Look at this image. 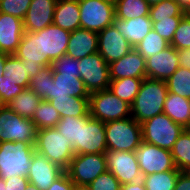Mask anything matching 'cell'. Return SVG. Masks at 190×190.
<instances>
[{
  "label": "cell",
  "instance_id": "obj_1",
  "mask_svg": "<svg viewBox=\"0 0 190 190\" xmlns=\"http://www.w3.org/2000/svg\"><path fill=\"white\" fill-rule=\"evenodd\" d=\"M166 81L144 78L139 92L131 104V117L138 123L163 113L168 94Z\"/></svg>",
  "mask_w": 190,
  "mask_h": 190
},
{
  "label": "cell",
  "instance_id": "obj_2",
  "mask_svg": "<svg viewBox=\"0 0 190 190\" xmlns=\"http://www.w3.org/2000/svg\"><path fill=\"white\" fill-rule=\"evenodd\" d=\"M35 146L23 142L0 143V177L28 176Z\"/></svg>",
  "mask_w": 190,
  "mask_h": 190
},
{
  "label": "cell",
  "instance_id": "obj_3",
  "mask_svg": "<svg viewBox=\"0 0 190 190\" xmlns=\"http://www.w3.org/2000/svg\"><path fill=\"white\" fill-rule=\"evenodd\" d=\"M35 151L66 170L74 157L73 145L56 127L37 130Z\"/></svg>",
  "mask_w": 190,
  "mask_h": 190
},
{
  "label": "cell",
  "instance_id": "obj_4",
  "mask_svg": "<svg viewBox=\"0 0 190 190\" xmlns=\"http://www.w3.org/2000/svg\"><path fill=\"white\" fill-rule=\"evenodd\" d=\"M107 150L134 152L143 141L141 124L132 117L105 123Z\"/></svg>",
  "mask_w": 190,
  "mask_h": 190
},
{
  "label": "cell",
  "instance_id": "obj_5",
  "mask_svg": "<svg viewBox=\"0 0 190 190\" xmlns=\"http://www.w3.org/2000/svg\"><path fill=\"white\" fill-rule=\"evenodd\" d=\"M141 124L143 141L170 150L185 128L175 123L165 113L158 114Z\"/></svg>",
  "mask_w": 190,
  "mask_h": 190
},
{
  "label": "cell",
  "instance_id": "obj_6",
  "mask_svg": "<svg viewBox=\"0 0 190 190\" xmlns=\"http://www.w3.org/2000/svg\"><path fill=\"white\" fill-rule=\"evenodd\" d=\"M37 128L29 118L21 117L7 105L0 108V143L23 142L35 146Z\"/></svg>",
  "mask_w": 190,
  "mask_h": 190
},
{
  "label": "cell",
  "instance_id": "obj_7",
  "mask_svg": "<svg viewBox=\"0 0 190 190\" xmlns=\"http://www.w3.org/2000/svg\"><path fill=\"white\" fill-rule=\"evenodd\" d=\"M90 116L104 123L131 117V105L109 89L90 93Z\"/></svg>",
  "mask_w": 190,
  "mask_h": 190
},
{
  "label": "cell",
  "instance_id": "obj_8",
  "mask_svg": "<svg viewBox=\"0 0 190 190\" xmlns=\"http://www.w3.org/2000/svg\"><path fill=\"white\" fill-rule=\"evenodd\" d=\"M105 171L107 166L104 153L76 154L65 170L77 188L87 187Z\"/></svg>",
  "mask_w": 190,
  "mask_h": 190
},
{
  "label": "cell",
  "instance_id": "obj_9",
  "mask_svg": "<svg viewBox=\"0 0 190 190\" xmlns=\"http://www.w3.org/2000/svg\"><path fill=\"white\" fill-rule=\"evenodd\" d=\"M80 28L100 32L111 26L115 18V2L106 0H78Z\"/></svg>",
  "mask_w": 190,
  "mask_h": 190
},
{
  "label": "cell",
  "instance_id": "obj_10",
  "mask_svg": "<svg viewBox=\"0 0 190 190\" xmlns=\"http://www.w3.org/2000/svg\"><path fill=\"white\" fill-rule=\"evenodd\" d=\"M134 154L142 176L167 170H178L175 167L170 150L142 141Z\"/></svg>",
  "mask_w": 190,
  "mask_h": 190
},
{
  "label": "cell",
  "instance_id": "obj_11",
  "mask_svg": "<svg viewBox=\"0 0 190 190\" xmlns=\"http://www.w3.org/2000/svg\"><path fill=\"white\" fill-rule=\"evenodd\" d=\"M80 78L89 93L109 89V64L98 53L79 59Z\"/></svg>",
  "mask_w": 190,
  "mask_h": 190
},
{
  "label": "cell",
  "instance_id": "obj_12",
  "mask_svg": "<svg viewBox=\"0 0 190 190\" xmlns=\"http://www.w3.org/2000/svg\"><path fill=\"white\" fill-rule=\"evenodd\" d=\"M106 166L121 185L142 180L139 163L132 151L107 150Z\"/></svg>",
  "mask_w": 190,
  "mask_h": 190
},
{
  "label": "cell",
  "instance_id": "obj_13",
  "mask_svg": "<svg viewBox=\"0 0 190 190\" xmlns=\"http://www.w3.org/2000/svg\"><path fill=\"white\" fill-rule=\"evenodd\" d=\"M70 33L54 24L36 31L38 38L39 57L46 58L51 64L67 51Z\"/></svg>",
  "mask_w": 190,
  "mask_h": 190
},
{
  "label": "cell",
  "instance_id": "obj_14",
  "mask_svg": "<svg viewBox=\"0 0 190 190\" xmlns=\"http://www.w3.org/2000/svg\"><path fill=\"white\" fill-rule=\"evenodd\" d=\"M134 47L112 24L98 32V53L110 64L129 53Z\"/></svg>",
  "mask_w": 190,
  "mask_h": 190
},
{
  "label": "cell",
  "instance_id": "obj_15",
  "mask_svg": "<svg viewBox=\"0 0 190 190\" xmlns=\"http://www.w3.org/2000/svg\"><path fill=\"white\" fill-rule=\"evenodd\" d=\"M64 172L58 164L50 162L46 156L35 151L27 179L38 189L47 190Z\"/></svg>",
  "mask_w": 190,
  "mask_h": 190
},
{
  "label": "cell",
  "instance_id": "obj_16",
  "mask_svg": "<svg viewBox=\"0 0 190 190\" xmlns=\"http://www.w3.org/2000/svg\"><path fill=\"white\" fill-rule=\"evenodd\" d=\"M107 151L105 123L91 118L80 123L79 154H98Z\"/></svg>",
  "mask_w": 190,
  "mask_h": 190
},
{
  "label": "cell",
  "instance_id": "obj_17",
  "mask_svg": "<svg viewBox=\"0 0 190 190\" xmlns=\"http://www.w3.org/2000/svg\"><path fill=\"white\" fill-rule=\"evenodd\" d=\"M145 60L146 77L151 79L167 81L179 67L178 50L171 45Z\"/></svg>",
  "mask_w": 190,
  "mask_h": 190
},
{
  "label": "cell",
  "instance_id": "obj_18",
  "mask_svg": "<svg viewBox=\"0 0 190 190\" xmlns=\"http://www.w3.org/2000/svg\"><path fill=\"white\" fill-rule=\"evenodd\" d=\"M14 55L18 57L27 68L30 73V78L35 77L43 67L51 65L46 58L39 57L36 32H24Z\"/></svg>",
  "mask_w": 190,
  "mask_h": 190
},
{
  "label": "cell",
  "instance_id": "obj_19",
  "mask_svg": "<svg viewBox=\"0 0 190 190\" xmlns=\"http://www.w3.org/2000/svg\"><path fill=\"white\" fill-rule=\"evenodd\" d=\"M57 0H31L23 20L24 32H36L53 24Z\"/></svg>",
  "mask_w": 190,
  "mask_h": 190
},
{
  "label": "cell",
  "instance_id": "obj_20",
  "mask_svg": "<svg viewBox=\"0 0 190 190\" xmlns=\"http://www.w3.org/2000/svg\"><path fill=\"white\" fill-rule=\"evenodd\" d=\"M110 80L122 78H146V60L132 49L122 58L109 64Z\"/></svg>",
  "mask_w": 190,
  "mask_h": 190
},
{
  "label": "cell",
  "instance_id": "obj_21",
  "mask_svg": "<svg viewBox=\"0 0 190 190\" xmlns=\"http://www.w3.org/2000/svg\"><path fill=\"white\" fill-rule=\"evenodd\" d=\"M54 83H51L49 100L53 98H68L77 96L89 98L90 93L86 89L83 80L77 77V73L59 74L53 70Z\"/></svg>",
  "mask_w": 190,
  "mask_h": 190
},
{
  "label": "cell",
  "instance_id": "obj_22",
  "mask_svg": "<svg viewBox=\"0 0 190 190\" xmlns=\"http://www.w3.org/2000/svg\"><path fill=\"white\" fill-rule=\"evenodd\" d=\"M24 34L23 20L0 12V52L14 54Z\"/></svg>",
  "mask_w": 190,
  "mask_h": 190
},
{
  "label": "cell",
  "instance_id": "obj_23",
  "mask_svg": "<svg viewBox=\"0 0 190 190\" xmlns=\"http://www.w3.org/2000/svg\"><path fill=\"white\" fill-rule=\"evenodd\" d=\"M98 52V32L76 29L70 33L66 54L74 59Z\"/></svg>",
  "mask_w": 190,
  "mask_h": 190
},
{
  "label": "cell",
  "instance_id": "obj_24",
  "mask_svg": "<svg viewBox=\"0 0 190 190\" xmlns=\"http://www.w3.org/2000/svg\"><path fill=\"white\" fill-rule=\"evenodd\" d=\"M113 25L127 41L135 47L153 29V23L149 16L122 20L114 18Z\"/></svg>",
  "mask_w": 190,
  "mask_h": 190
},
{
  "label": "cell",
  "instance_id": "obj_25",
  "mask_svg": "<svg viewBox=\"0 0 190 190\" xmlns=\"http://www.w3.org/2000/svg\"><path fill=\"white\" fill-rule=\"evenodd\" d=\"M53 24L73 32L80 29V9L78 0H57Z\"/></svg>",
  "mask_w": 190,
  "mask_h": 190
},
{
  "label": "cell",
  "instance_id": "obj_26",
  "mask_svg": "<svg viewBox=\"0 0 190 190\" xmlns=\"http://www.w3.org/2000/svg\"><path fill=\"white\" fill-rule=\"evenodd\" d=\"M165 113L175 123L180 124L185 129H190V100L177 94H167L163 105Z\"/></svg>",
  "mask_w": 190,
  "mask_h": 190
},
{
  "label": "cell",
  "instance_id": "obj_27",
  "mask_svg": "<svg viewBox=\"0 0 190 190\" xmlns=\"http://www.w3.org/2000/svg\"><path fill=\"white\" fill-rule=\"evenodd\" d=\"M49 102L61 117L90 116L89 98L69 96L68 98H53Z\"/></svg>",
  "mask_w": 190,
  "mask_h": 190
},
{
  "label": "cell",
  "instance_id": "obj_28",
  "mask_svg": "<svg viewBox=\"0 0 190 190\" xmlns=\"http://www.w3.org/2000/svg\"><path fill=\"white\" fill-rule=\"evenodd\" d=\"M3 81H11L15 85L28 88L30 81V73L21 62V60L14 54L8 55L3 72Z\"/></svg>",
  "mask_w": 190,
  "mask_h": 190
},
{
  "label": "cell",
  "instance_id": "obj_29",
  "mask_svg": "<svg viewBox=\"0 0 190 190\" xmlns=\"http://www.w3.org/2000/svg\"><path fill=\"white\" fill-rule=\"evenodd\" d=\"M41 101L42 98L40 96L27 88L14 97L7 106L21 117L31 119L36 111L37 105Z\"/></svg>",
  "mask_w": 190,
  "mask_h": 190
},
{
  "label": "cell",
  "instance_id": "obj_30",
  "mask_svg": "<svg viewBox=\"0 0 190 190\" xmlns=\"http://www.w3.org/2000/svg\"><path fill=\"white\" fill-rule=\"evenodd\" d=\"M91 116L83 117H61L56 125L57 130L73 145L74 153L79 154L80 123H87Z\"/></svg>",
  "mask_w": 190,
  "mask_h": 190
},
{
  "label": "cell",
  "instance_id": "obj_31",
  "mask_svg": "<svg viewBox=\"0 0 190 190\" xmlns=\"http://www.w3.org/2000/svg\"><path fill=\"white\" fill-rule=\"evenodd\" d=\"M115 18L122 20L149 16L150 5L146 0H115Z\"/></svg>",
  "mask_w": 190,
  "mask_h": 190
},
{
  "label": "cell",
  "instance_id": "obj_32",
  "mask_svg": "<svg viewBox=\"0 0 190 190\" xmlns=\"http://www.w3.org/2000/svg\"><path fill=\"white\" fill-rule=\"evenodd\" d=\"M142 82L143 79L132 77L111 80L109 90L131 105L139 92Z\"/></svg>",
  "mask_w": 190,
  "mask_h": 190
},
{
  "label": "cell",
  "instance_id": "obj_33",
  "mask_svg": "<svg viewBox=\"0 0 190 190\" xmlns=\"http://www.w3.org/2000/svg\"><path fill=\"white\" fill-rule=\"evenodd\" d=\"M173 162L179 171L190 170V129H185L171 149Z\"/></svg>",
  "mask_w": 190,
  "mask_h": 190
},
{
  "label": "cell",
  "instance_id": "obj_34",
  "mask_svg": "<svg viewBox=\"0 0 190 190\" xmlns=\"http://www.w3.org/2000/svg\"><path fill=\"white\" fill-rule=\"evenodd\" d=\"M61 116L49 101L42 100L36 108L31 120L37 130L56 127Z\"/></svg>",
  "mask_w": 190,
  "mask_h": 190
},
{
  "label": "cell",
  "instance_id": "obj_35",
  "mask_svg": "<svg viewBox=\"0 0 190 190\" xmlns=\"http://www.w3.org/2000/svg\"><path fill=\"white\" fill-rule=\"evenodd\" d=\"M179 170H167L143 176L142 181L146 190H174Z\"/></svg>",
  "mask_w": 190,
  "mask_h": 190
},
{
  "label": "cell",
  "instance_id": "obj_36",
  "mask_svg": "<svg viewBox=\"0 0 190 190\" xmlns=\"http://www.w3.org/2000/svg\"><path fill=\"white\" fill-rule=\"evenodd\" d=\"M169 93L177 94L190 100V69L181 66L167 79Z\"/></svg>",
  "mask_w": 190,
  "mask_h": 190
},
{
  "label": "cell",
  "instance_id": "obj_37",
  "mask_svg": "<svg viewBox=\"0 0 190 190\" xmlns=\"http://www.w3.org/2000/svg\"><path fill=\"white\" fill-rule=\"evenodd\" d=\"M170 44L153 29L138 43L134 49L145 59L158 54Z\"/></svg>",
  "mask_w": 190,
  "mask_h": 190
},
{
  "label": "cell",
  "instance_id": "obj_38",
  "mask_svg": "<svg viewBox=\"0 0 190 190\" xmlns=\"http://www.w3.org/2000/svg\"><path fill=\"white\" fill-rule=\"evenodd\" d=\"M51 83H54L52 65L43 67L35 77H31L28 88L42 100L49 101Z\"/></svg>",
  "mask_w": 190,
  "mask_h": 190
},
{
  "label": "cell",
  "instance_id": "obj_39",
  "mask_svg": "<svg viewBox=\"0 0 190 190\" xmlns=\"http://www.w3.org/2000/svg\"><path fill=\"white\" fill-rule=\"evenodd\" d=\"M187 12L175 0H163L150 6L149 17L153 22L157 19H170V17H184Z\"/></svg>",
  "mask_w": 190,
  "mask_h": 190
},
{
  "label": "cell",
  "instance_id": "obj_40",
  "mask_svg": "<svg viewBox=\"0 0 190 190\" xmlns=\"http://www.w3.org/2000/svg\"><path fill=\"white\" fill-rule=\"evenodd\" d=\"M177 50L190 49V16L185 15L173 35L172 41L169 43Z\"/></svg>",
  "mask_w": 190,
  "mask_h": 190
},
{
  "label": "cell",
  "instance_id": "obj_41",
  "mask_svg": "<svg viewBox=\"0 0 190 190\" xmlns=\"http://www.w3.org/2000/svg\"><path fill=\"white\" fill-rule=\"evenodd\" d=\"M182 18L170 17V19H157L153 22V30L170 43Z\"/></svg>",
  "mask_w": 190,
  "mask_h": 190
},
{
  "label": "cell",
  "instance_id": "obj_42",
  "mask_svg": "<svg viewBox=\"0 0 190 190\" xmlns=\"http://www.w3.org/2000/svg\"><path fill=\"white\" fill-rule=\"evenodd\" d=\"M31 0H0V12L24 20Z\"/></svg>",
  "mask_w": 190,
  "mask_h": 190
},
{
  "label": "cell",
  "instance_id": "obj_43",
  "mask_svg": "<svg viewBox=\"0 0 190 190\" xmlns=\"http://www.w3.org/2000/svg\"><path fill=\"white\" fill-rule=\"evenodd\" d=\"M88 190H120L121 184L109 171L101 173L87 187Z\"/></svg>",
  "mask_w": 190,
  "mask_h": 190
},
{
  "label": "cell",
  "instance_id": "obj_44",
  "mask_svg": "<svg viewBox=\"0 0 190 190\" xmlns=\"http://www.w3.org/2000/svg\"><path fill=\"white\" fill-rule=\"evenodd\" d=\"M51 65L56 73H77V77H80L79 59H74L72 56L65 54L57 58Z\"/></svg>",
  "mask_w": 190,
  "mask_h": 190
},
{
  "label": "cell",
  "instance_id": "obj_45",
  "mask_svg": "<svg viewBox=\"0 0 190 190\" xmlns=\"http://www.w3.org/2000/svg\"><path fill=\"white\" fill-rule=\"evenodd\" d=\"M24 90V87L15 85L11 81H3V75L0 77V102L3 105H7L14 97Z\"/></svg>",
  "mask_w": 190,
  "mask_h": 190
},
{
  "label": "cell",
  "instance_id": "obj_46",
  "mask_svg": "<svg viewBox=\"0 0 190 190\" xmlns=\"http://www.w3.org/2000/svg\"><path fill=\"white\" fill-rule=\"evenodd\" d=\"M28 184L26 176H13L6 180L0 177V190H25Z\"/></svg>",
  "mask_w": 190,
  "mask_h": 190
},
{
  "label": "cell",
  "instance_id": "obj_47",
  "mask_svg": "<svg viewBox=\"0 0 190 190\" xmlns=\"http://www.w3.org/2000/svg\"><path fill=\"white\" fill-rule=\"evenodd\" d=\"M77 187L64 172L47 190H76Z\"/></svg>",
  "mask_w": 190,
  "mask_h": 190
},
{
  "label": "cell",
  "instance_id": "obj_48",
  "mask_svg": "<svg viewBox=\"0 0 190 190\" xmlns=\"http://www.w3.org/2000/svg\"><path fill=\"white\" fill-rule=\"evenodd\" d=\"M174 190H190L189 171H181L179 173Z\"/></svg>",
  "mask_w": 190,
  "mask_h": 190
},
{
  "label": "cell",
  "instance_id": "obj_49",
  "mask_svg": "<svg viewBox=\"0 0 190 190\" xmlns=\"http://www.w3.org/2000/svg\"><path fill=\"white\" fill-rule=\"evenodd\" d=\"M179 66L190 69V49L178 50Z\"/></svg>",
  "mask_w": 190,
  "mask_h": 190
},
{
  "label": "cell",
  "instance_id": "obj_50",
  "mask_svg": "<svg viewBox=\"0 0 190 190\" xmlns=\"http://www.w3.org/2000/svg\"><path fill=\"white\" fill-rule=\"evenodd\" d=\"M120 190H146L142 180L134 183H126L121 185Z\"/></svg>",
  "mask_w": 190,
  "mask_h": 190
},
{
  "label": "cell",
  "instance_id": "obj_51",
  "mask_svg": "<svg viewBox=\"0 0 190 190\" xmlns=\"http://www.w3.org/2000/svg\"><path fill=\"white\" fill-rule=\"evenodd\" d=\"M8 55L9 54L0 52V77L3 75L5 60H6Z\"/></svg>",
  "mask_w": 190,
  "mask_h": 190
},
{
  "label": "cell",
  "instance_id": "obj_52",
  "mask_svg": "<svg viewBox=\"0 0 190 190\" xmlns=\"http://www.w3.org/2000/svg\"><path fill=\"white\" fill-rule=\"evenodd\" d=\"M187 12L190 9V0H175Z\"/></svg>",
  "mask_w": 190,
  "mask_h": 190
},
{
  "label": "cell",
  "instance_id": "obj_53",
  "mask_svg": "<svg viewBox=\"0 0 190 190\" xmlns=\"http://www.w3.org/2000/svg\"><path fill=\"white\" fill-rule=\"evenodd\" d=\"M150 6L160 3L163 0H146Z\"/></svg>",
  "mask_w": 190,
  "mask_h": 190
},
{
  "label": "cell",
  "instance_id": "obj_54",
  "mask_svg": "<svg viewBox=\"0 0 190 190\" xmlns=\"http://www.w3.org/2000/svg\"><path fill=\"white\" fill-rule=\"evenodd\" d=\"M25 190H40L38 189L36 186H34L33 184L29 183L26 187Z\"/></svg>",
  "mask_w": 190,
  "mask_h": 190
},
{
  "label": "cell",
  "instance_id": "obj_55",
  "mask_svg": "<svg viewBox=\"0 0 190 190\" xmlns=\"http://www.w3.org/2000/svg\"><path fill=\"white\" fill-rule=\"evenodd\" d=\"M76 190H88L86 187H79Z\"/></svg>",
  "mask_w": 190,
  "mask_h": 190
},
{
  "label": "cell",
  "instance_id": "obj_56",
  "mask_svg": "<svg viewBox=\"0 0 190 190\" xmlns=\"http://www.w3.org/2000/svg\"><path fill=\"white\" fill-rule=\"evenodd\" d=\"M187 15H189V16H190V9L187 11Z\"/></svg>",
  "mask_w": 190,
  "mask_h": 190
}]
</instances>
